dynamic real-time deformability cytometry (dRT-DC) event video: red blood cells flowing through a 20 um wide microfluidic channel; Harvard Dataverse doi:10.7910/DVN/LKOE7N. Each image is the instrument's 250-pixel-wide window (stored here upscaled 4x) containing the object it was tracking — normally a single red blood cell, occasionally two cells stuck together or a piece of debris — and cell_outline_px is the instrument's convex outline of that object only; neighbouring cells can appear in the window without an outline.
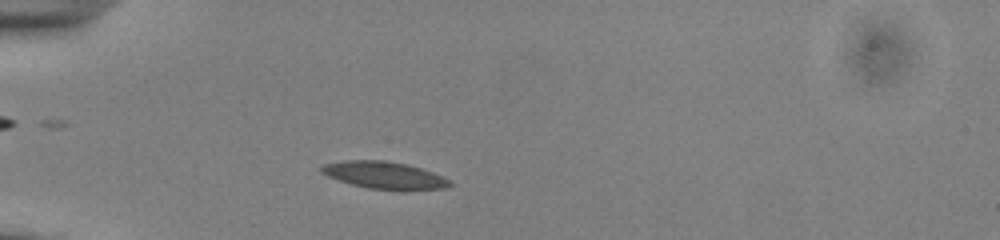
{"species": "common noctule bat (a hibernating species)", "species_latin": "Nyctalus noctula", "temperature_condition": "cold", "stored_images_in_passage": 36, "camera_frame_rate_fps": 3000, "um_per_image_px": 0.085, "animal": {"sex": "male", "body_mass_g": 13.0, "forearm_length_mm": 53.1}, "frame": {"image": 1, "passage_image": 6, "time_ms": 1.667, "image_size_px": [1000, 240], "cell_outline_px": [[452, 184], [444, 188], [404, 192], [400, 192], [368, 188], [352, 184], [328, 176], [320, 172], [320, 168], [324, 164], [344, 160], [384, 160], [408, 164], [444, 176], [452, 180]], "centroid_in_image_um": [32.74, 14.92], "position_along_channel_um": 52.3, "area_um2": 20.87}}
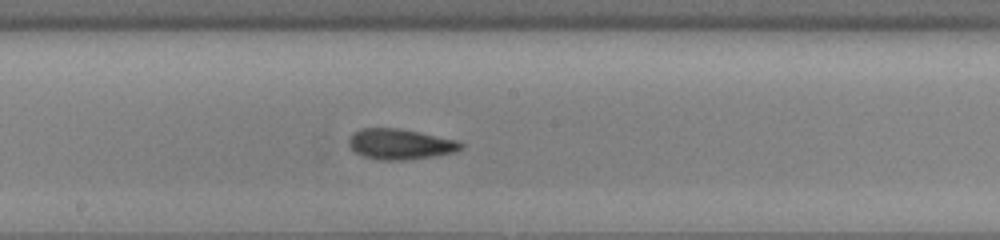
{"frame": {"image": 2, "passage_image": 20, "time_ms": 6.333, "image_size_px": [1000, 240], "cell_outline_px": [[464, 148], [456, 152], [432, 156], [404, 160], [376, 160], [364, 156], [356, 152], [348, 144], [348, 136], [352, 132], [360, 128], [400, 128], [460, 140], [464, 144]], "centroid_in_image_um": [34.03, 12.24], "position_along_channel_um": 214.2, "area_um2": 20.29}}
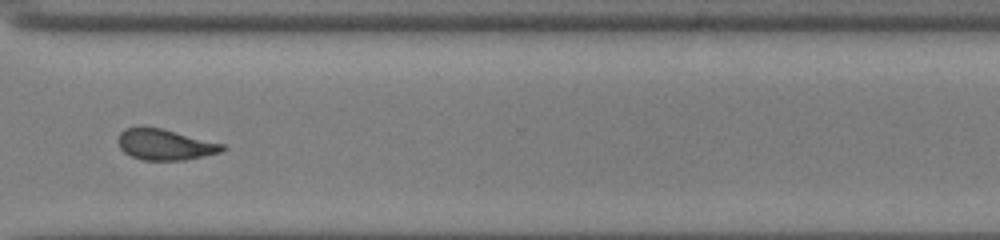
{"frame": {"image": 3, "passage_image": 31, "time_ms": 10.0, "image_size_px": [1000, 240], "cell_outline_px": [[228, 148], [220, 152], [204, 156], [184, 160], [144, 160], [132, 156], [124, 152], [120, 148], [116, 140], [120, 132], [124, 128], [140, 124], [160, 128], [224, 144]], "centroid_in_image_um": [13.97, 12.26], "position_along_channel_um": 356.6, "area_um2": 19.07}, "authors_computed_cell_mechanics": {"area_um2": 19.7676, "velocity_mm_per_s": 3.8836, "shape_relaxation_time_tau1_ms": 4.8337, "shape_relaxation_time_tau2_ms": 1.9261, "deformation_change_tau1": 0.1157, "deformation_change_tau2": 0.0712}}